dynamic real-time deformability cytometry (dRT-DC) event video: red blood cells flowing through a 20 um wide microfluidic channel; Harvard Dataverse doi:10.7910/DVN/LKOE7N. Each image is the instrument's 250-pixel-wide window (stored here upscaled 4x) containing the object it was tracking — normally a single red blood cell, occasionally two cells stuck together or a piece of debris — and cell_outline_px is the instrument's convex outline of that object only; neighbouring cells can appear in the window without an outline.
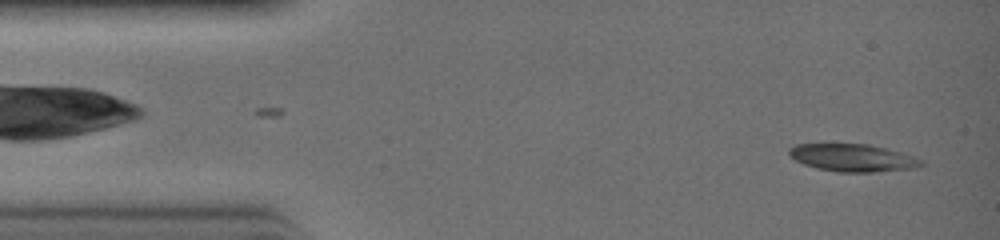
{"species": "common noctule bat (a hibernating species)", "species_latin": "Nyctalus noctula", "temperature_condition": "warm", "stored_images_in_passage": 26, "camera_frame_rate_fps": 3000, "um_per_image_px": 0.085, "animal": {"sex": "female", "body_mass_g": 19.0, "forearm_length_mm": 51.5}, "frame": {"image": 1, "passage_image": 1, "time_ms": 0.0, "image_size_px": [1000, 240], "cell_outline_px": [[924, 164], [912, 168], [872, 172], [836, 172], [816, 168], [804, 164], [788, 156], [788, 148], [796, 144], [868, 144], [900, 152], [924, 160]], "centroid_in_image_um": [72.43, 13.41], "position_along_channel_um": 12.6, "area_um2": 21.1}}
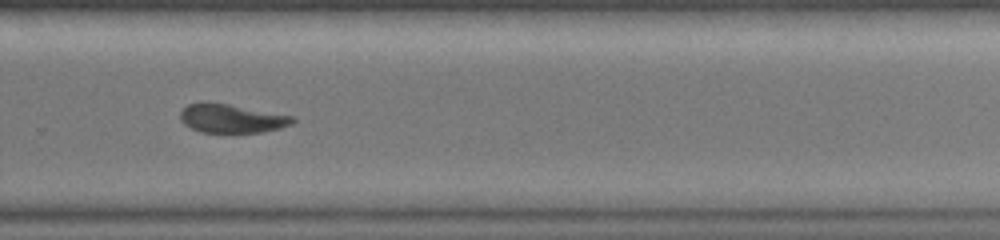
{"frame": {"image": 2, "passage_image": 20, "time_ms": 6.333, "image_size_px": [1000, 240], "cell_outline_px": [[296, 120], [292, 124], [280, 128], [264, 132], [200, 132], [184, 124], [180, 120], [180, 112], [188, 104], [228, 104], [292, 116]], "centroid_in_image_um": [19.71, 10.1], "position_along_channel_um": 310.1, "area_um2": 18.26}}
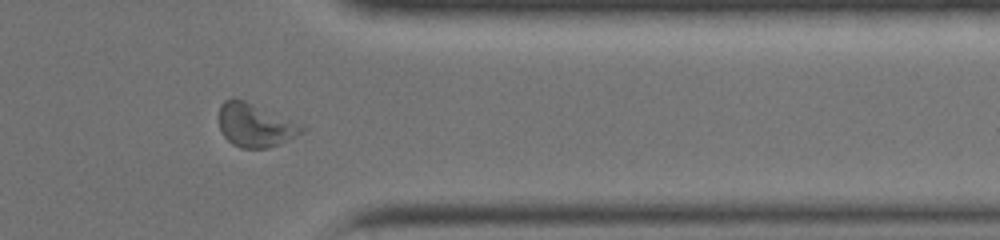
{"frame": {"image": 3, "passage_image": 24, "time_ms": 7.667, "image_size_px": [1000, 240], "cell_outline_px": [[304, 128], [300, 132], [268, 148], [240, 148], [232, 144], [220, 132], [220, 104], [224, 100], [244, 100], [304, 124]], "centroid_in_image_um": [21.66, 10.64], "position_along_channel_um": 389.7, "area_um2": 20.52}}